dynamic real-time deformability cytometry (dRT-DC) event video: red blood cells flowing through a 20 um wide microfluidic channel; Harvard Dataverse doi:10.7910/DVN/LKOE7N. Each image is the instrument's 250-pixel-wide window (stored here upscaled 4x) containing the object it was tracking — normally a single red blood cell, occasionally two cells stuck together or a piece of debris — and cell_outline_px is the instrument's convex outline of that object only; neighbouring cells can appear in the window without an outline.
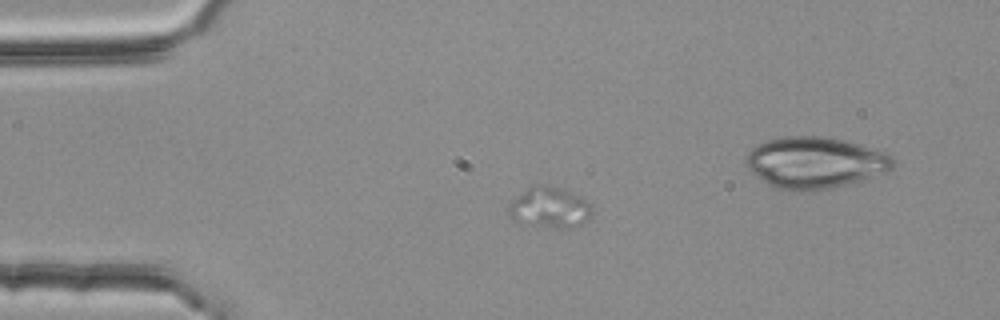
{"species": "common noctule bat (a hibernating species)", "species_latin": "Nyctalus noctula", "temperature_condition": "room temperature", "stored_images_in_passage": 5, "camera_frame_rate_fps": 3000, "um_per_image_px": 0.085, "animal": {"sex": "female", "body_mass_g": 25.1}, "frame": {"image": 1, "passage_image": 3, "time_ms": 0.667, "image_size_px": [1000, 320], "cell_outline_px": [[588, 216], [580, 224], [568, 228], [564, 228], [520, 224], [508, 216], [508, 208], [512, 200], [516, 196], [532, 184], [548, 184], [572, 192], [580, 196], [588, 204]], "centroid_in_image_um": [46.6, 17.62], "position_along_channel_um": 38.4, "area_um2": 19.59}}